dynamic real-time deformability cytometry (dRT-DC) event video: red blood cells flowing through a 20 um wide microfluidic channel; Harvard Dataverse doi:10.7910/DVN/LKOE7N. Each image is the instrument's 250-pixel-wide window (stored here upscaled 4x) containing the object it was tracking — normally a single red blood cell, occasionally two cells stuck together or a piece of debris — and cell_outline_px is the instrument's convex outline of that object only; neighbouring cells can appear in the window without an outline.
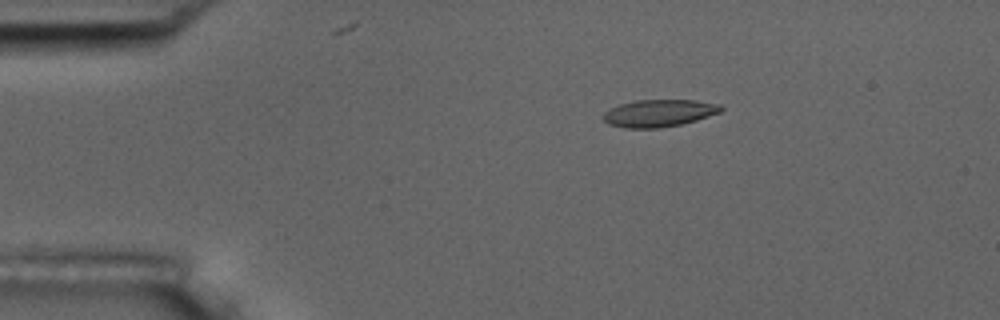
{"species": "common noctule bat (a hibernating species)", "species_latin": "Nyctalus noctula", "temperature_condition": "room temperature", "stored_images_in_passage": 6, "camera_frame_rate_fps": 3000, "um_per_image_px": 0.085, "animal": {"sex": "male", "body_mass_g": 17.5, "forearm_length_mm": 52.3}, "frame": {"image": 1, "passage_image": 3, "time_ms": 3.0, "image_size_px": [1000, 320], "cell_outline_px": [[724, 108], [720, 112], [696, 120], [680, 124], [660, 128], [624, 128], [608, 124], [604, 120], [604, 112], [620, 104], [636, 100], [696, 100], [720, 104]], "centroid_in_image_um": [56.02, 9.61], "position_along_channel_um": 29.0, "area_um2": 18.61}}
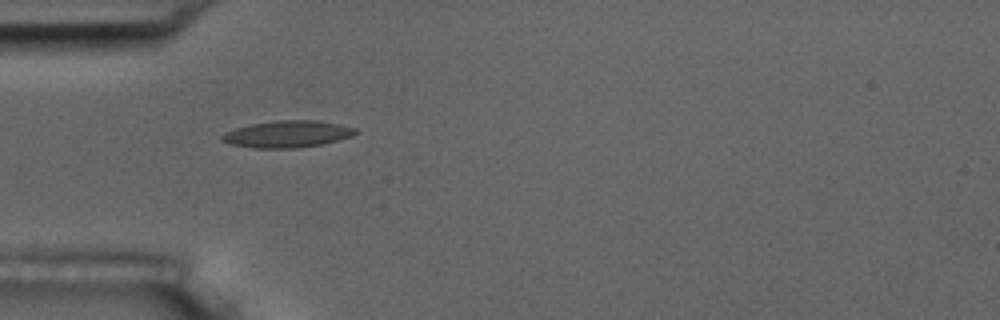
{"frame": {"image": 2, "passage_image": 5, "time_ms": 5.333, "image_size_px": [1000, 320], "cell_outline_px": [[356, 132], [352, 136], [324, 144], [296, 148], [252, 148], [232, 144], [220, 140], [220, 136], [236, 128], [252, 124], [276, 120], [316, 120], [340, 124], [356, 128]], "centroid_in_image_um": [24.45, 11.4], "position_along_channel_um": 60.6, "area_um2": 20.81}}